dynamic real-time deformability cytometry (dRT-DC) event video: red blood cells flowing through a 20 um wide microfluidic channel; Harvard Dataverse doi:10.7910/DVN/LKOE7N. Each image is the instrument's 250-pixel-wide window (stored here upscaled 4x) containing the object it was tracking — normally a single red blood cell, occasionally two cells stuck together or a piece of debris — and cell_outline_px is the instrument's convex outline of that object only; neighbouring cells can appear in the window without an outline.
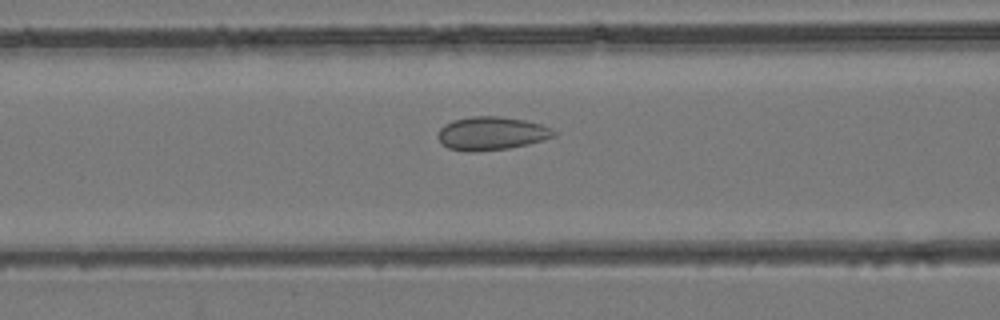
{"species": "common noctule bat (a hibernating species)", "species_latin": "Nyctalus noctula", "temperature_condition": "room temperature", "stored_images_in_passage": 45, "camera_frame_rate_fps": 3000, "um_per_image_px": 0.085, "animal": {"sex": "female", "body_mass_g": 24.6, "forearm_length_mm": 56.2}, "frame": {"image": 1, "passage_image": 19, "time_ms": 6.0, "image_size_px": [1000, 320], "cell_outline_px": [[556, 136], [544, 140], [528, 144], [508, 148], [468, 152], [448, 148], [436, 136], [440, 128], [444, 124], [452, 120], [472, 116], [500, 116], [524, 120], [540, 124], [552, 128], [556, 132]], "centroid_in_image_um": [41.78, 11.33], "position_along_channel_um": 124.8, "area_um2": 22.54}}
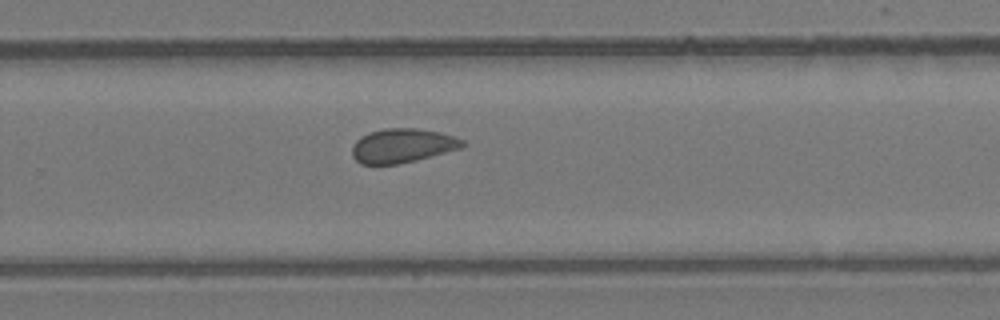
{"frame": {"image": 2, "passage_image": 30, "time_ms": 9.667, "image_size_px": [1000, 320], "cell_outline_px": [[468, 144], [460, 148], [400, 164], [360, 164], [352, 156], [352, 148], [356, 140], [360, 136], [368, 132], [384, 128], [416, 128], [440, 132], [464, 140]], "centroid_in_image_um": [34.18, 12.37], "position_along_channel_um": 295.6, "area_um2": 21.96}}
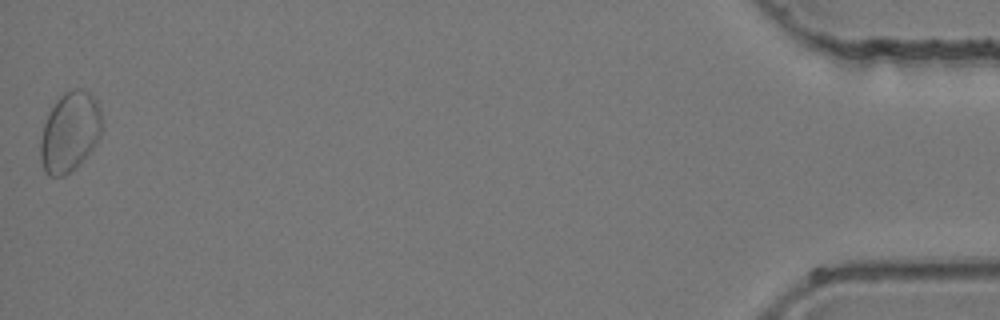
{"frame": {"image": 3, "passage_image": 45, "time_ms": 14.667, "image_size_px": [1000, 320], "cell_outline_px": [[104, 128], [96, 144], [64, 176], [48, 176], [44, 172], [40, 160], [40, 140], [44, 124], [56, 100], [64, 92], [72, 88], [84, 88], [96, 100], [100, 108]], "centroid_in_image_um": [5.94, 11.18], "position_along_channel_um": 429.3, "area_um2": 28.55}}